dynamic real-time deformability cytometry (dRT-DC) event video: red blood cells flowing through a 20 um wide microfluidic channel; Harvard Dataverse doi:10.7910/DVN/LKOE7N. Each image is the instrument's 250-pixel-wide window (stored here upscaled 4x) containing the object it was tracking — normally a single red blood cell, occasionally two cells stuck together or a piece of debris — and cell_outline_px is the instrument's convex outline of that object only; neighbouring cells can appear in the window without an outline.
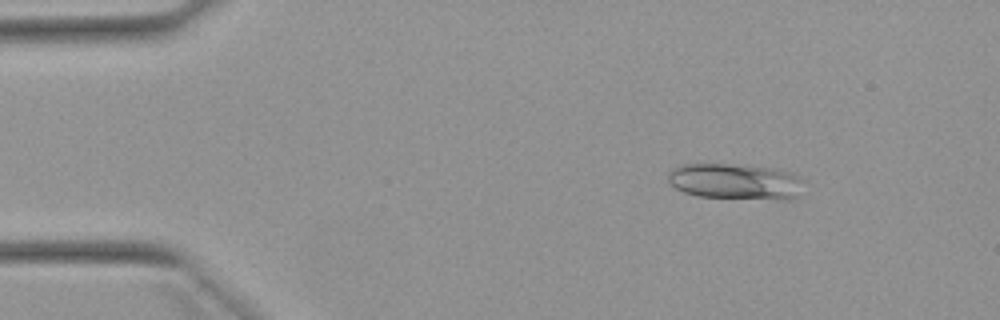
{"species": "Egyptian fruit bat (a non-hibernating species)", "species_latin": "Rousettus aegyptiacus", "temperature_condition": "warm", "stored_images_in_passage": 52, "camera_frame_rate_fps": 3000, "um_per_image_px": 0.085, "animal": {"sex": "female"}, "frame": {"image": 1, "passage_image": 7, "time_ms": 2.0, "image_size_px": [1000, 320], "cell_outline_px": [[804, 180], [796, 196], [788, 200], [784, 200], [700, 196], [684, 192], [676, 188], [668, 180], [668, 172], [680, 164], [744, 164], [772, 168], [792, 172]], "centroid_in_image_um": [62.52, 15.41], "position_along_channel_um": 22.5, "area_um2": 28.5}}
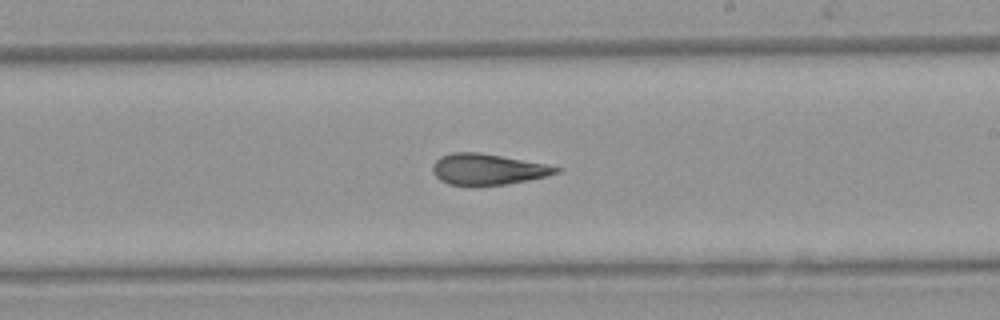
{"frame": {"image": 2, "passage_image": 30, "time_ms": 9.667, "image_size_px": [1000, 320], "cell_outline_px": [[560, 172], [528, 180], [504, 184], [448, 184], [440, 180], [432, 172], [432, 164], [440, 156], [452, 152], [480, 152], [544, 164], [560, 168]], "centroid_in_image_um": [41.4, 14.37], "position_along_channel_um": 247.6, "area_um2": 21.79}}
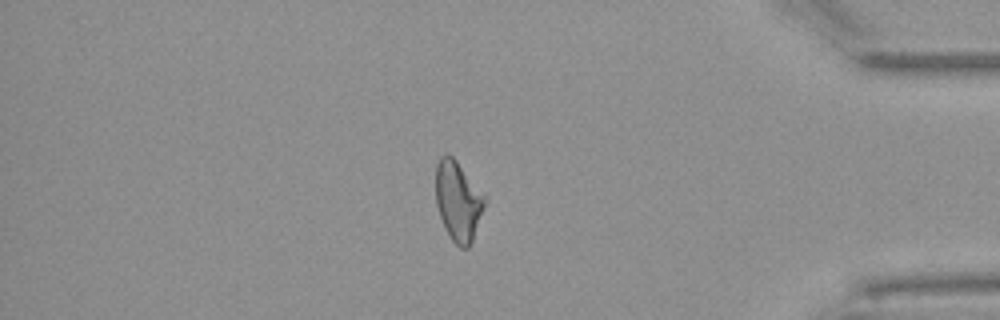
{"frame": {"image": 3, "passage_image": 44, "time_ms": 14.333, "image_size_px": [1000, 320], "cell_outline_px": [[488, 200], [472, 240], [468, 248], [460, 248], [452, 240], [440, 216], [436, 204], [436, 164], [440, 156], [444, 152], [452, 156], [456, 160], [488, 196]], "centroid_in_image_um": [38.97, 17.04], "position_along_channel_um": 396.2, "area_um2": 23.06}, "authors_computed_cell_mechanics": {"area_um2": 23.5246, "velocity_mm_per_s": 3.9189, "shape_relaxation_time_tau1_ms": null, "shape_relaxation_time_tau2_ms": 3.1576, "deformation_change_tau1": null, "deformation_change_tau2": 0.1209}}